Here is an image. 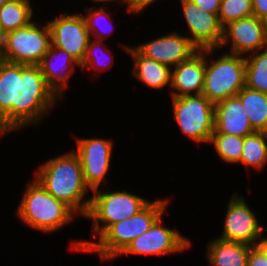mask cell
Returning a JSON list of instances; mask_svg holds the SVG:
<instances>
[{
	"mask_svg": "<svg viewBox=\"0 0 267 266\" xmlns=\"http://www.w3.org/2000/svg\"><path fill=\"white\" fill-rule=\"evenodd\" d=\"M17 63L5 61L0 67V125L12 132V104H16Z\"/></svg>",
	"mask_w": 267,
	"mask_h": 266,
	"instance_id": "cell-21",
	"label": "cell"
},
{
	"mask_svg": "<svg viewBox=\"0 0 267 266\" xmlns=\"http://www.w3.org/2000/svg\"><path fill=\"white\" fill-rule=\"evenodd\" d=\"M202 10L208 13H213L218 16L221 0H192Z\"/></svg>",
	"mask_w": 267,
	"mask_h": 266,
	"instance_id": "cell-32",
	"label": "cell"
},
{
	"mask_svg": "<svg viewBox=\"0 0 267 266\" xmlns=\"http://www.w3.org/2000/svg\"><path fill=\"white\" fill-rule=\"evenodd\" d=\"M157 0H127V7H126V13L129 12V14L134 13L138 14L144 12L147 7L152 4L156 3Z\"/></svg>",
	"mask_w": 267,
	"mask_h": 266,
	"instance_id": "cell-31",
	"label": "cell"
},
{
	"mask_svg": "<svg viewBox=\"0 0 267 266\" xmlns=\"http://www.w3.org/2000/svg\"><path fill=\"white\" fill-rule=\"evenodd\" d=\"M205 74V49L172 68L171 97L202 94Z\"/></svg>",
	"mask_w": 267,
	"mask_h": 266,
	"instance_id": "cell-17",
	"label": "cell"
},
{
	"mask_svg": "<svg viewBox=\"0 0 267 266\" xmlns=\"http://www.w3.org/2000/svg\"><path fill=\"white\" fill-rule=\"evenodd\" d=\"M135 47L145 56L171 68L188 60L198 49L179 31H171Z\"/></svg>",
	"mask_w": 267,
	"mask_h": 266,
	"instance_id": "cell-15",
	"label": "cell"
},
{
	"mask_svg": "<svg viewBox=\"0 0 267 266\" xmlns=\"http://www.w3.org/2000/svg\"><path fill=\"white\" fill-rule=\"evenodd\" d=\"M230 197L224 215L223 231L217 238L252 246L267 242L264 228L259 223L255 211L247 204L244 195L235 192Z\"/></svg>",
	"mask_w": 267,
	"mask_h": 266,
	"instance_id": "cell-9",
	"label": "cell"
},
{
	"mask_svg": "<svg viewBox=\"0 0 267 266\" xmlns=\"http://www.w3.org/2000/svg\"><path fill=\"white\" fill-rule=\"evenodd\" d=\"M91 204L85 219L92 221V237L98 238L110 225L140 212L151 200L127 190L111 191L102 188L92 191Z\"/></svg>",
	"mask_w": 267,
	"mask_h": 266,
	"instance_id": "cell-6",
	"label": "cell"
},
{
	"mask_svg": "<svg viewBox=\"0 0 267 266\" xmlns=\"http://www.w3.org/2000/svg\"><path fill=\"white\" fill-rule=\"evenodd\" d=\"M98 7H87L85 6V12H84V19L87 25L88 32L90 33V37L98 40H106L107 37L113 32V21L110 16H112L113 13H110L106 6ZM105 22L108 23V25L105 24ZM106 27H105V25ZM111 26V27H109ZM108 27V28H107Z\"/></svg>",
	"mask_w": 267,
	"mask_h": 266,
	"instance_id": "cell-26",
	"label": "cell"
},
{
	"mask_svg": "<svg viewBox=\"0 0 267 266\" xmlns=\"http://www.w3.org/2000/svg\"><path fill=\"white\" fill-rule=\"evenodd\" d=\"M255 132L267 133V94L244 86L238 93Z\"/></svg>",
	"mask_w": 267,
	"mask_h": 266,
	"instance_id": "cell-23",
	"label": "cell"
},
{
	"mask_svg": "<svg viewBox=\"0 0 267 266\" xmlns=\"http://www.w3.org/2000/svg\"><path fill=\"white\" fill-rule=\"evenodd\" d=\"M4 62H5V57L3 53V42L2 39H0V67L3 65Z\"/></svg>",
	"mask_w": 267,
	"mask_h": 266,
	"instance_id": "cell-35",
	"label": "cell"
},
{
	"mask_svg": "<svg viewBox=\"0 0 267 266\" xmlns=\"http://www.w3.org/2000/svg\"><path fill=\"white\" fill-rule=\"evenodd\" d=\"M75 142L77 148L73 151L79 156L86 185L91 191L102 185L106 187L113 154L112 139L77 137Z\"/></svg>",
	"mask_w": 267,
	"mask_h": 266,
	"instance_id": "cell-11",
	"label": "cell"
},
{
	"mask_svg": "<svg viewBox=\"0 0 267 266\" xmlns=\"http://www.w3.org/2000/svg\"><path fill=\"white\" fill-rule=\"evenodd\" d=\"M247 266H267V242L250 248Z\"/></svg>",
	"mask_w": 267,
	"mask_h": 266,
	"instance_id": "cell-30",
	"label": "cell"
},
{
	"mask_svg": "<svg viewBox=\"0 0 267 266\" xmlns=\"http://www.w3.org/2000/svg\"><path fill=\"white\" fill-rule=\"evenodd\" d=\"M251 16H253L252 0H221L218 19L222 27L232 21Z\"/></svg>",
	"mask_w": 267,
	"mask_h": 266,
	"instance_id": "cell-29",
	"label": "cell"
},
{
	"mask_svg": "<svg viewBox=\"0 0 267 266\" xmlns=\"http://www.w3.org/2000/svg\"><path fill=\"white\" fill-rule=\"evenodd\" d=\"M182 13L187 24V37L198 49H218L222 43L223 27L218 16L202 10L192 0H180Z\"/></svg>",
	"mask_w": 267,
	"mask_h": 266,
	"instance_id": "cell-14",
	"label": "cell"
},
{
	"mask_svg": "<svg viewBox=\"0 0 267 266\" xmlns=\"http://www.w3.org/2000/svg\"><path fill=\"white\" fill-rule=\"evenodd\" d=\"M3 33H2V30H1V28H0V39H3Z\"/></svg>",
	"mask_w": 267,
	"mask_h": 266,
	"instance_id": "cell-38",
	"label": "cell"
},
{
	"mask_svg": "<svg viewBox=\"0 0 267 266\" xmlns=\"http://www.w3.org/2000/svg\"><path fill=\"white\" fill-rule=\"evenodd\" d=\"M91 2L92 3H97V5H98V3L99 4H101L102 6H106L107 8H109L108 7V5L110 4V2H111V4H115V3H118V4H126L127 5V0H91ZM115 2V3H114Z\"/></svg>",
	"mask_w": 267,
	"mask_h": 266,
	"instance_id": "cell-34",
	"label": "cell"
},
{
	"mask_svg": "<svg viewBox=\"0 0 267 266\" xmlns=\"http://www.w3.org/2000/svg\"><path fill=\"white\" fill-rule=\"evenodd\" d=\"M21 198L16 216L33 230L52 234L77 217L69 206L53 197L35 179L28 181Z\"/></svg>",
	"mask_w": 267,
	"mask_h": 266,
	"instance_id": "cell-4",
	"label": "cell"
},
{
	"mask_svg": "<svg viewBox=\"0 0 267 266\" xmlns=\"http://www.w3.org/2000/svg\"><path fill=\"white\" fill-rule=\"evenodd\" d=\"M161 215L149 230L132 240L118 255H150L161 256L177 254L191 249L190 239L183 236L179 230L163 225Z\"/></svg>",
	"mask_w": 267,
	"mask_h": 266,
	"instance_id": "cell-10",
	"label": "cell"
},
{
	"mask_svg": "<svg viewBox=\"0 0 267 266\" xmlns=\"http://www.w3.org/2000/svg\"><path fill=\"white\" fill-rule=\"evenodd\" d=\"M9 0H0V8L7 3Z\"/></svg>",
	"mask_w": 267,
	"mask_h": 266,
	"instance_id": "cell-37",
	"label": "cell"
},
{
	"mask_svg": "<svg viewBox=\"0 0 267 266\" xmlns=\"http://www.w3.org/2000/svg\"><path fill=\"white\" fill-rule=\"evenodd\" d=\"M239 164L248 170L252 167L261 171L267 165V133L253 132L244 137L243 152ZM265 166V167H264Z\"/></svg>",
	"mask_w": 267,
	"mask_h": 266,
	"instance_id": "cell-24",
	"label": "cell"
},
{
	"mask_svg": "<svg viewBox=\"0 0 267 266\" xmlns=\"http://www.w3.org/2000/svg\"><path fill=\"white\" fill-rule=\"evenodd\" d=\"M4 135L7 136L9 133L0 125V139L2 136L4 137Z\"/></svg>",
	"mask_w": 267,
	"mask_h": 266,
	"instance_id": "cell-36",
	"label": "cell"
},
{
	"mask_svg": "<svg viewBox=\"0 0 267 266\" xmlns=\"http://www.w3.org/2000/svg\"><path fill=\"white\" fill-rule=\"evenodd\" d=\"M264 21H265L266 34H267V18Z\"/></svg>",
	"mask_w": 267,
	"mask_h": 266,
	"instance_id": "cell-39",
	"label": "cell"
},
{
	"mask_svg": "<svg viewBox=\"0 0 267 266\" xmlns=\"http://www.w3.org/2000/svg\"><path fill=\"white\" fill-rule=\"evenodd\" d=\"M34 179L53 197L86 217L91 204L79 156L72 150L48 159L35 170Z\"/></svg>",
	"mask_w": 267,
	"mask_h": 266,
	"instance_id": "cell-1",
	"label": "cell"
},
{
	"mask_svg": "<svg viewBox=\"0 0 267 266\" xmlns=\"http://www.w3.org/2000/svg\"><path fill=\"white\" fill-rule=\"evenodd\" d=\"M5 61L24 65H39L51 46L48 23L33 20L29 25L3 35Z\"/></svg>",
	"mask_w": 267,
	"mask_h": 266,
	"instance_id": "cell-8",
	"label": "cell"
},
{
	"mask_svg": "<svg viewBox=\"0 0 267 266\" xmlns=\"http://www.w3.org/2000/svg\"><path fill=\"white\" fill-rule=\"evenodd\" d=\"M105 42H102V40L91 38L88 46L86 48L85 56L80 63V68L82 71H85L87 69H91L99 72H103L106 69L112 68V60L113 54L111 55V50H109V46L105 48L104 46ZM109 67V68H108Z\"/></svg>",
	"mask_w": 267,
	"mask_h": 266,
	"instance_id": "cell-28",
	"label": "cell"
},
{
	"mask_svg": "<svg viewBox=\"0 0 267 266\" xmlns=\"http://www.w3.org/2000/svg\"><path fill=\"white\" fill-rule=\"evenodd\" d=\"M172 98L173 117L183 135L208 144L214 133L215 104L203 94Z\"/></svg>",
	"mask_w": 267,
	"mask_h": 266,
	"instance_id": "cell-7",
	"label": "cell"
},
{
	"mask_svg": "<svg viewBox=\"0 0 267 266\" xmlns=\"http://www.w3.org/2000/svg\"><path fill=\"white\" fill-rule=\"evenodd\" d=\"M244 137L228 134H212L208 144L213 145L221 161L238 165L243 152Z\"/></svg>",
	"mask_w": 267,
	"mask_h": 266,
	"instance_id": "cell-27",
	"label": "cell"
},
{
	"mask_svg": "<svg viewBox=\"0 0 267 266\" xmlns=\"http://www.w3.org/2000/svg\"><path fill=\"white\" fill-rule=\"evenodd\" d=\"M169 200L156 198L150 201L140 212L123 221L110 225L97 239H78L71 242L70 249L78 252L98 253L102 261H112L128 244L150 229L153 223L167 210Z\"/></svg>",
	"mask_w": 267,
	"mask_h": 266,
	"instance_id": "cell-2",
	"label": "cell"
},
{
	"mask_svg": "<svg viewBox=\"0 0 267 266\" xmlns=\"http://www.w3.org/2000/svg\"><path fill=\"white\" fill-rule=\"evenodd\" d=\"M39 66L46 84L61 101L68 81L80 63L66 50L51 45Z\"/></svg>",
	"mask_w": 267,
	"mask_h": 266,
	"instance_id": "cell-16",
	"label": "cell"
},
{
	"mask_svg": "<svg viewBox=\"0 0 267 266\" xmlns=\"http://www.w3.org/2000/svg\"><path fill=\"white\" fill-rule=\"evenodd\" d=\"M48 23L51 45L66 50L79 63L82 62L91 39L83 13L64 12Z\"/></svg>",
	"mask_w": 267,
	"mask_h": 266,
	"instance_id": "cell-12",
	"label": "cell"
},
{
	"mask_svg": "<svg viewBox=\"0 0 267 266\" xmlns=\"http://www.w3.org/2000/svg\"><path fill=\"white\" fill-rule=\"evenodd\" d=\"M215 121L213 134H228L246 137L255 132L240 98L229 97L215 104Z\"/></svg>",
	"mask_w": 267,
	"mask_h": 266,
	"instance_id": "cell-18",
	"label": "cell"
},
{
	"mask_svg": "<svg viewBox=\"0 0 267 266\" xmlns=\"http://www.w3.org/2000/svg\"><path fill=\"white\" fill-rule=\"evenodd\" d=\"M245 86L267 94V48L245 56Z\"/></svg>",
	"mask_w": 267,
	"mask_h": 266,
	"instance_id": "cell-25",
	"label": "cell"
},
{
	"mask_svg": "<svg viewBox=\"0 0 267 266\" xmlns=\"http://www.w3.org/2000/svg\"><path fill=\"white\" fill-rule=\"evenodd\" d=\"M252 245L214 238L206 246L208 266H247Z\"/></svg>",
	"mask_w": 267,
	"mask_h": 266,
	"instance_id": "cell-20",
	"label": "cell"
},
{
	"mask_svg": "<svg viewBox=\"0 0 267 266\" xmlns=\"http://www.w3.org/2000/svg\"><path fill=\"white\" fill-rule=\"evenodd\" d=\"M217 49H205V74L202 94L213 104L236 96L245 86V56L227 51L219 58L213 56Z\"/></svg>",
	"mask_w": 267,
	"mask_h": 266,
	"instance_id": "cell-5",
	"label": "cell"
},
{
	"mask_svg": "<svg viewBox=\"0 0 267 266\" xmlns=\"http://www.w3.org/2000/svg\"><path fill=\"white\" fill-rule=\"evenodd\" d=\"M231 54L247 56L267 48L265 21L251 16L232 21L223 27V38L218 50L229 47Z\"/></svg>",
	"mask_w": 267,
	"mask_h": 266,
	"instance_id": "cell-13",
	"label": "cell"
},
{
	"mask_svg": "<svg viewBox=\"0 0 267 266\" xmlns=\"http://www.w3.org/2000/svg\"><path fill=\"white\" fill-rule=\"evenodd\" d=\"M59 100L46 84L39 65L17 63L16 104H12V132L21 131L29 125L40 124Z\"/></svg>",
	"mask_w": 267,
	"mask_h": 266,
	"instance_id": "cell-3",
	"label": "cell"
},
{
	"mask_svg": "<svg viewBox=\"0 0 267 266\" xmlns=\"http://www.w3.org/2000/svg\"><path fill=\"white\" fill-rule=\"evenodd\" d=\"M31 0H9L0 8V28L3 34L23 28L34 20Z\"/></svg>",
	"mask_w": 267,
	"mask_h": 266,
	"instance_id": "cell-22",
	"label": "cell"
},
{
	"mask_svg": "<svg viewBox=\"0 0 267 266\" xmlns=\"http://www.w3.org/2000/svg\"><path fill=\"white\" fill-rule=\"evenodd\" d=\"M120 44L119 42L118 46L124 48V51L127 52L133 60L134 65H132L131 71L136 79L151 89H158L157 91L165 90L166 87L170 90L172 76L171 67L143 55L135 46L132 47L127 44Z\"/></svg>",
	"mask_w": 267,
	"mask_h": 266,
	"instance_id": "cell-19",
	"label": "cell"
},
{
	"mask_svg": "<svg viewBox=\"0 0 267 266\" xmlns=\"http://www.w3.org/2000/svg\"><path fill=\"white\" fill-rule=\"evenodd\" d=\"M253 16L265 20L267 18V0H252Z\"/></svg>",
	"mask_w": 267,
	"mask_h": 266,
	"instance_id": "cell-33",
	"label": "cell"
}]
</instances>
